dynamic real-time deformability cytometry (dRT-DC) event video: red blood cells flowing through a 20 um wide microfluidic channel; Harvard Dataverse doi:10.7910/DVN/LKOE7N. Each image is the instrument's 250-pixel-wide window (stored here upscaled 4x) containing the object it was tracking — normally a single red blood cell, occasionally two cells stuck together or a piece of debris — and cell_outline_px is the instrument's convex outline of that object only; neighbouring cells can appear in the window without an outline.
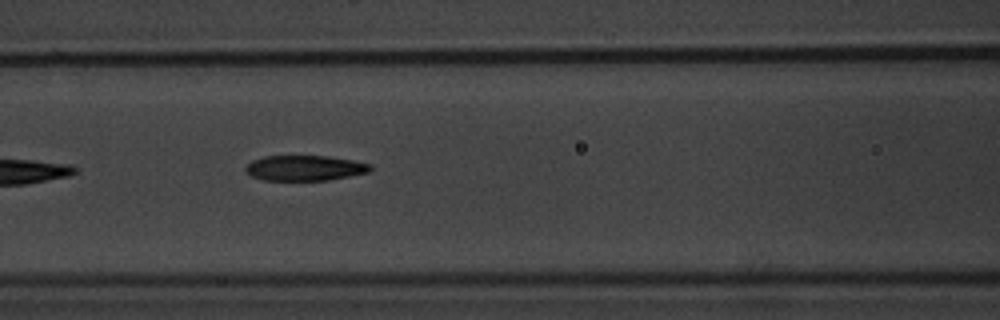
{"species": "common noctule bat (a hibernating species)", "species_latin": "Nyctalus noctula", "temperature_condition": "warm", "stored_images_in_passage": 8, "camera_frame_rate_fps": 3000, "um_per_image_px": 0.085, "animal": {"sex": "male", "body_mass_g": 20.1, "forearm_length_mm": 53.5}, "frame": {"image": 1, "passage_image": 8, "time_ms": 9.0, "image_size_px": [1000, 320], "cell_outline_px": [[372, 168], [368, 172], [328, 180], [264, 180], [252, 176], [244, 172], [244, 168], [252, 160], [264, 156], [328, 156], [352, 160], [372, 164]], "centroid_in_image_um": [25.88, 14.28], "position_along_channel_um": 140.7, "area_um2": 18.38}}